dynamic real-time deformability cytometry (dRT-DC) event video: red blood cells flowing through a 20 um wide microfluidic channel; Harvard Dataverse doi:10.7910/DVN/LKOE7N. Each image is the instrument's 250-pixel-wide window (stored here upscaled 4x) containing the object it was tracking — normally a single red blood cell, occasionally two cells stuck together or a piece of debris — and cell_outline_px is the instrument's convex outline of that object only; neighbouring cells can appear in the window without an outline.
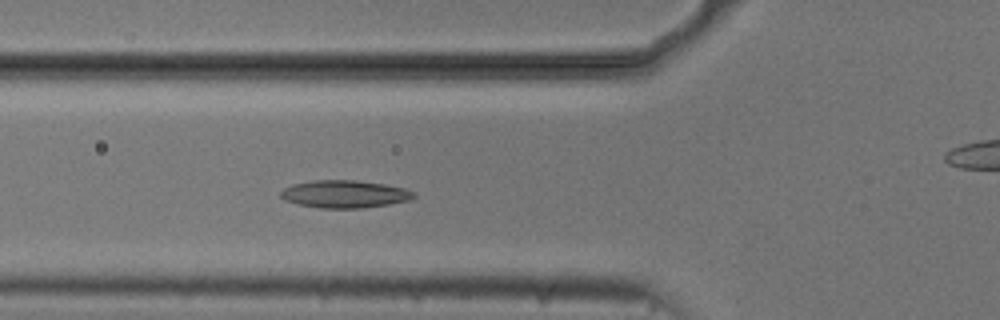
{"species": "common noctule bat (a hibernating species)", "species_latin": "Nyctalus noctula", "temperature_condition": "cold", "stored_images_in_passage": 20, "camera_frame_rate_fps": 3000, "um_per_image_px": 0.085, "animal": {"sex": "male", "body_mass_g": 20.5, "forearm_length_mm": 52.5}, "frame": {"image": 1, "passage_image": 7, "time_ms": 2.0, "image_size_px": [1000, 320], "cell_outline_px": [[416, 196], [408, 200], [388, 204], [360, 208], [320, 208], [296, 204], [284, 200], [280, 196], [280, 192], [284, 188], [292, 184], [312, 180], [356, 180], [384, 184], [404, 188], [416, 192]], "centroid_in_image_um": [29.26, 16.49], "position_along_channel_um": 96.5, "area_um2": 21.44}}
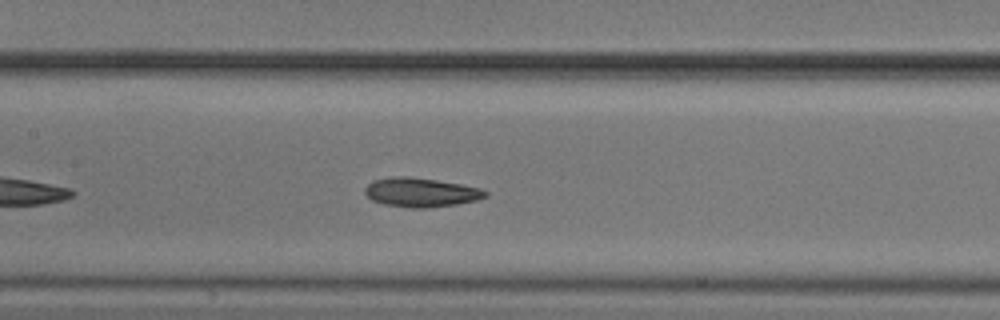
{"frame": {"image": 2, "passage_image": 13, "time_ms": 4.0, "image_size_px": [1000, 320], "cell_outline_px": [[488, 196], [476, 200], [456, 204], [428, 208], [412, 208], [384, 204], [372, 200], [364, 192], [364, 188], [372, 180], [392, 176], [408, 176], [436, 180], [460, 184], [480, 188], [488, 192]], "centroid_in_image_um": [35.76, 16.34], "position_along_channel_um": 171.6, "area_um2": 20.46}}
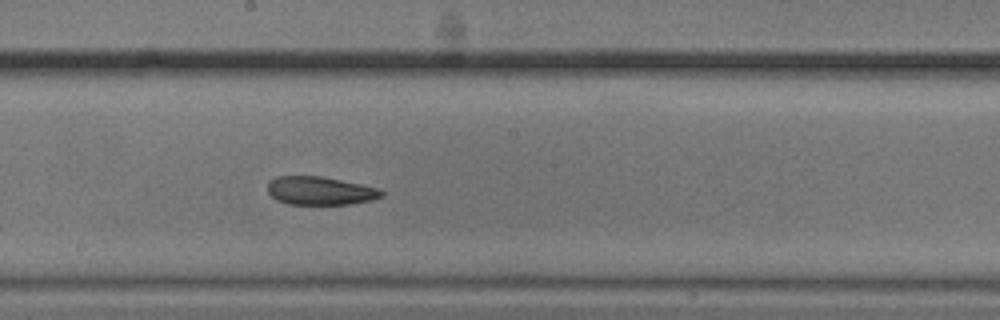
{"frame": {"image": 3, "passage_image": 17, "time_ms": 5.333, "image_size_px": [1000, 320], "cell_outline_px": [[384, 196], [372, 200], [348, 204], [288, 204], [276, 200], [268, 192], [268, 184], [276, 176], [320, 176], [380, 188], [384, 192]], "centroid_in_image_um": [27.23, 16.22], "position_along_channel_um": 221.0, "area_um2": 18.73}}